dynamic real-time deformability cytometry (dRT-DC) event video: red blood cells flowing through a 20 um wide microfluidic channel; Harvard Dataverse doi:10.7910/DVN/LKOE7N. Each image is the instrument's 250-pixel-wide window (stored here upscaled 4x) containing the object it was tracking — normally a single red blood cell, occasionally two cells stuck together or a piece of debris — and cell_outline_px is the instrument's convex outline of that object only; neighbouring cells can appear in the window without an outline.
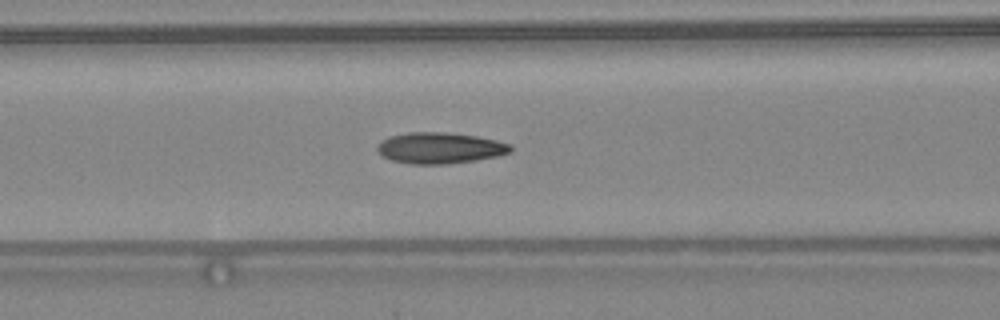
{"species": "common noctule bat (a hibernating species)", "species_latin": "Nyctalus noctula", "temperature_condition": "warm", "stored_images_in_passage": 34, "camera_frame_rate_fps": 3000, "um_per_image_px": 0.085, "animal": {"sex": "female", "body_mass_g": 24.6, "forearm_length_mm": 56.2}, "frame": {"image": 1, "passage_image": 11, "time_ms": 3.333, "image_size_px": [1000, 320], "cell_outline_px": [[512, 152], [496, 156], [476, 160], [448, 164], [412, 164], [392, 160], [376, 152], [376, 148], [380, 140], [388, 136], [408, 132], [444, 132], [476, 136], [496, 140], [512, 144]], "centroid_in_image_um": [37.37, 12.57], "position_along_channel_um": 129.2, "area_um2": 24.33}}
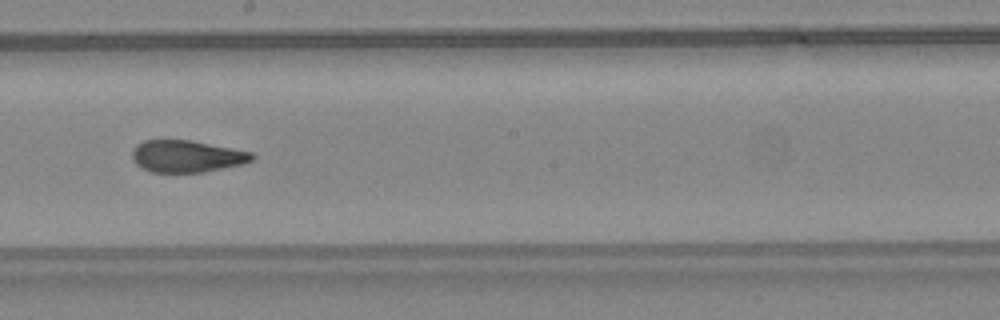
{"frame": {"image": 2, "passage_image": 18, "time_ms": 5.667, "image_size_px": [1000, 320], "cell_outline_px": [[256, 156], [252, 160], [244, 164], [204, 172], [152, 172], [136, 164], [132, 160], [132, 152], [136, 144], [144, 140], [188, 140], [232, 148], [252, 152]], "centroid_in_image_um": [15.88, 13.28], "position_along_channel_um": 232.3, "area_um2": 22.31}}
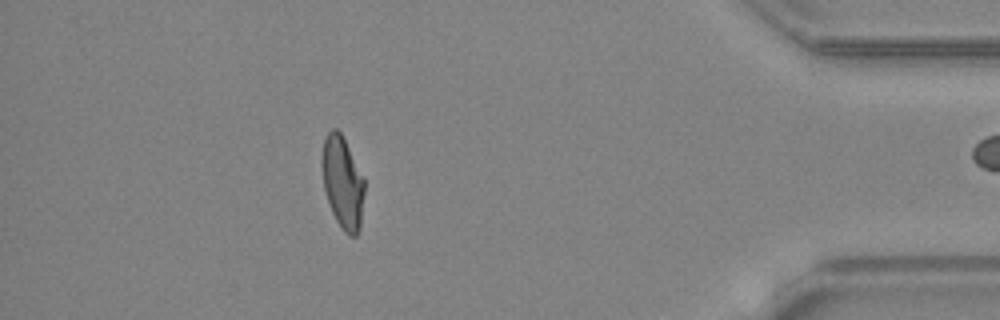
{"frame": {"image": 3, "passage_image": 33, "time_ms": 10.667, "image_size_px": [1000, 320], "cell_outline_px": [[364, 192], [360, 228], [356, 236], [348, 236], [344, 232], [336, 220], [328, 204], [324, 188], [320, 164], [320, 156], [324, 140], [328, 132], [332, 128], [336, 128], [340, 132], [364, 176]], "centroid_in_image_um": [29.1, 15.51], "position_along_channel_um": 406.1, "area_um2": 23.12}}